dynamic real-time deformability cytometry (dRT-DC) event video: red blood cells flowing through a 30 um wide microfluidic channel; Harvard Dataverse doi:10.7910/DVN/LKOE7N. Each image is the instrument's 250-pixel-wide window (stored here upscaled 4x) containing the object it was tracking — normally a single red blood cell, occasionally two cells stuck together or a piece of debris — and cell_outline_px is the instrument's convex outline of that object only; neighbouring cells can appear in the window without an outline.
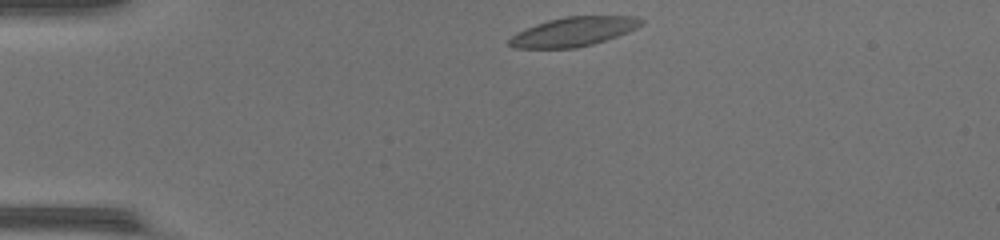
{"species": "common noctule bat (a hibernating species)", "species_latin": "Nyctalus noctula", "temperature_condition": "warm", "stored_images_in_passage": 39, "camera_frame_rate_fps": 3000, "um_per_image_px": 0.085, "animal": {"sex": "female", "body_mass_g": 17.0, "forearm_length_mm": 48.0}, "frame": {"image": 1, "passage_image": 1, "time_ms": 0.0, "image_size_px": [1000, 240], "cell_outline_px": [[644, 24], [628, 32], [592, 44], [576, 48], [512, 48], [508, 44], [508, 40], [516, 32], [536, 24], [548, 20], [564, 16], [636, 16], [644, 20]], "centroid_in_image_um": [48.74, 2.68], "position_along_channel_um": 36.3, "area_um2": 22.48}}
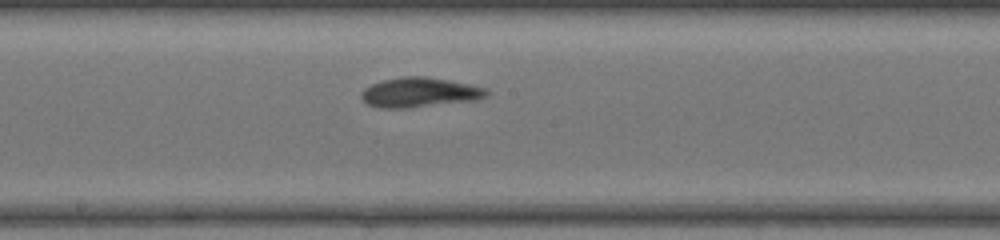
{"frame": {"image": 2, "passage_image": 17, "time_ms": 5.333, "image_size_px": [1000, 240], "cell_outline_px": [[492, 92], [488, 96], [476, 100], [412, 108], [380, 108], [368, 104], [360, 96], [360, 92], [364, 88], [372, 84], [384, 80], [404, 76], [424, 76], [448, 80], [488, 88]], "centroid_in_image_um": [35.71, 7.86], "position_along_channel_um": 212.5, "area_um2": 21.91}}
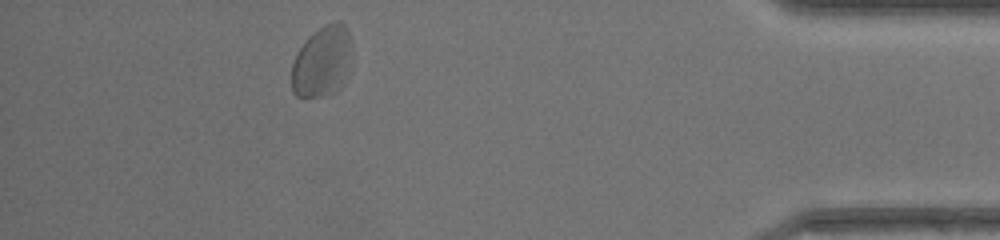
{"frame": {"image": 3, "passage_image": 34, "time_ms": 11.0, "image_size_px": [1000, 240], "cell_outline_px": [[352, 64], [344, 84], [340, 88], [332, 92], [320, 96], [304, 100], [296, 96], [292, 92], [292, 64], [300, 48], [308, 36], [324, 24], [336, 20], [340, 20], [344, 24], [352, 40]], "centroid_in_image_um": [27.42, 5.24], "position_along_channel_um": 407.8, "area_um2": 25.72}, "authors_computed_cell_mechanics": {"area_um2": 21.9062, "velocity_mm_per_s": 4.2901, "shape_relaxation_time_tau1_ms": 3.366, "shape_relaxation_time_tau2_ms": 1.6679, "deformation_change_tau1": 0.1096, "deformation_change_tau2": 0.0725}}